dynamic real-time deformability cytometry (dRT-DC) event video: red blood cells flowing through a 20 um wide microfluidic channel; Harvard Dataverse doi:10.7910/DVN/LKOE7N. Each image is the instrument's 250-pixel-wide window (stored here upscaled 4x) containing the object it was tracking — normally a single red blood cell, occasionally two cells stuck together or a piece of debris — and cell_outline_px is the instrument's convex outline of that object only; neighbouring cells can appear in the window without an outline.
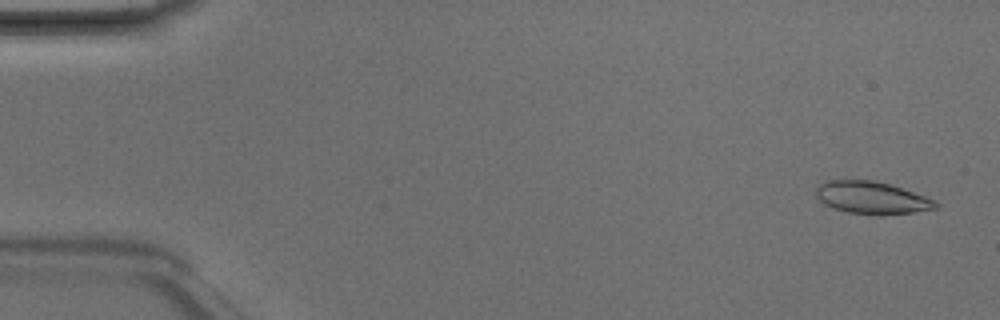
{"species": "Egyptian fruit bat (a non-hibernating species)", "species_latin": "Rousettus aegyptiacus", "temperature_condition": "room temperature", "stored_images_in_passage": 6, "camera_frame_rate_fps": 3000, "um_per_image_px": 0.085, "animal": {"sex": "male"}, "frame": {"image": 1, "passage_image": 1, "time_ms": 0.0, "image_size_px": [1000, 320], "cell_outline_px": [[940, 208], [912, 212], [880, 216], [876, 216], [848, 212], [832, 208], [824, 204], [816, 196], [816, 188], [824, 180], [876, 180], [936, 200], [940, 204]], "centroid_in_image_um": [74.1, 16.82], "position_along_channel_um": 10.9, "area_um2": 22.77}}
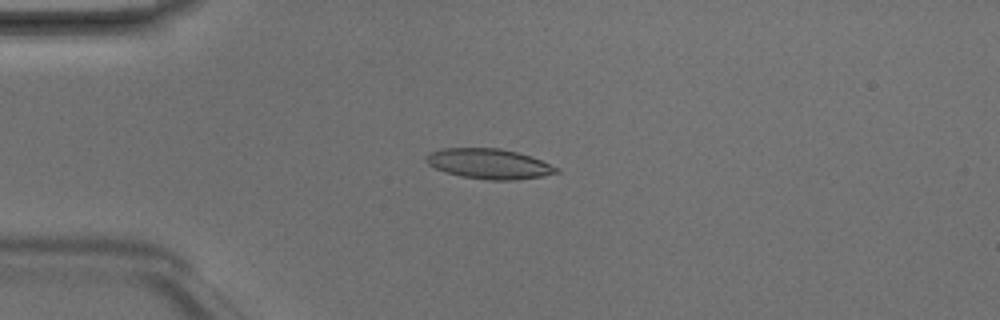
{"frame": {"image": 2, "passage_image": 4, "time_ms": 1.0, "image_size_px": [1000, 320], "cell_outline_px": [[560, 172], [544, 176], [512, 180], [488, 180], [460, 176], [444, 172], [428, 164], [424, 160], [424, 156], [440, 148], [500, 148], [516, 152], [540, 160], [560, 168]], "centroid_in_image_um": [41.54, 13.93], "position_along_channel_um": 43.5, "area_um2": 22.89}}